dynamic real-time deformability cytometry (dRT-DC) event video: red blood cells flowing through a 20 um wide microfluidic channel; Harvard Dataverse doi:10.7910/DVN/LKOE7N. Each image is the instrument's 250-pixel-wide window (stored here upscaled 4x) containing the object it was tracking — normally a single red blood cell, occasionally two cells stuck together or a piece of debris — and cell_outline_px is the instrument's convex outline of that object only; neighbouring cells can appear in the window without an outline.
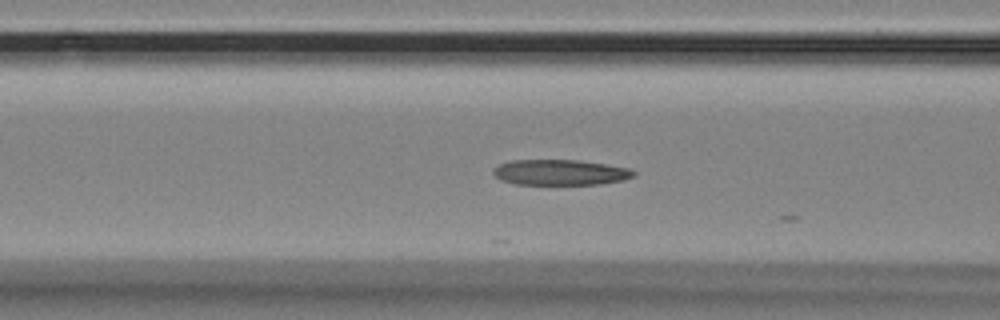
{"species": "Egyptian fruit bat (a non-hibernating species)", "species_latin": "Rousettus aegyptiacus", "temperature_condition": "room temperature", "stored_images_in_passage": 9, "camera_frame_rate_fps": 3000, "um_per_image_px": 0.085, "animal": {"sex": "female"}, "frame": {"image": 1, "passage_image": 7, "time_ms": 2.0, "image_size_px": [1000, 320], "cell_outline_px": [[636, 176], [624, 180], [600, 184], [516, 184], [500, 180], [492, 172], [500, 164], [508, 160], [580, 160], [628, 168], [636, 172]], "centroid_in_image_um": [47.64, 14.65], "position_along_channel_um": 119.0, "area_um2": 20.87}}